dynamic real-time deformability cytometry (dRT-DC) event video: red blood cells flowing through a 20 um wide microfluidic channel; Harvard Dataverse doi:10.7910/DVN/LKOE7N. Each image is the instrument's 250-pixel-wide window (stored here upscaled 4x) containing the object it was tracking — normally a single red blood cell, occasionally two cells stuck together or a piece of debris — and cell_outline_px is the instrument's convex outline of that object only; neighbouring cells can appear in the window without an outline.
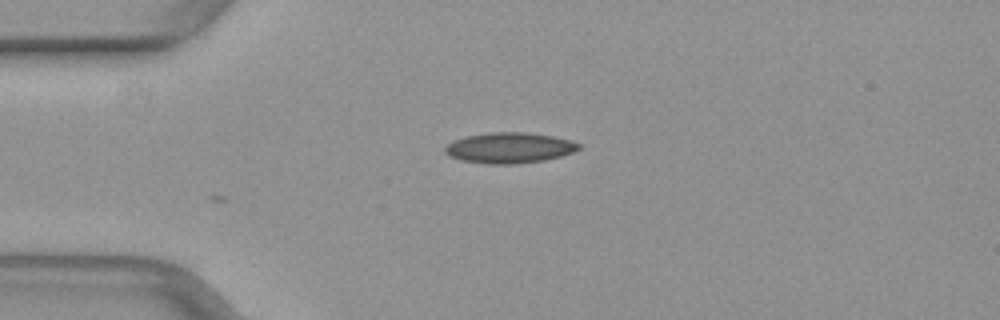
{"species": "common noctule bat (a hibernating species)", "species_latin": "Nyctalus noctula", "temperature_condition": "warm", "stored_images_in_passage": 4, "camera_frame_rate_fps": 3000, "um_per_image_px": 0.085, "animal": {"sex": "female", "body_mass_g": 29.2, "forearm_length_mm": 56.3}, "frame": {"image": 1, "passage_image": 1, "time_ms": 0.0, "image_size_px": [1000, 320], "cell_outline_px": [[580, 148], [572, 152], [560, 156], [544, 160], [512, 164], [488, 164], [460, 160], [448, 156], [444, 152], [444, 148], [452, 140], [468, 136], [492, 132], [528, 132], [552, 136], [568, 140], [580, 144]], "centroid_in_image_um": [43.25, 12.57], "position_along_channel_um": 41.8, "area_um2": 23.76}}